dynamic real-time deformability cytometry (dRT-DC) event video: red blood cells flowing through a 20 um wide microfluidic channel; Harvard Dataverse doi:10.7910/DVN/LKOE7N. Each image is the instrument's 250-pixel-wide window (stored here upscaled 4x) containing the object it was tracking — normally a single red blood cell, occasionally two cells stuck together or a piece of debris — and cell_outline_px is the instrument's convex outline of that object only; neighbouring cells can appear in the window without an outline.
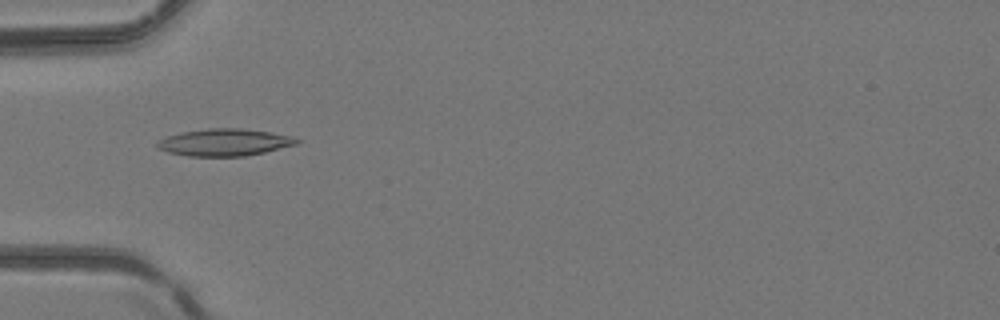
{"species": "common noctule bat (a hibernating species)", "species_latin": "Nyctalus noctula", "temperature_condition": "room temperature", "stored_images_in_passage": 6, "camera_frame_rate_fps": 3000, "um_per_image_px": 0.085, "animal": {"sex": "female", "body_mass_g": 24.6, "forearm_length_mm": 56.2}, "frame": {"image": 1, "passage_image": 5, "time_ms": 1.333, "image_size_px": [1000, 320], "cell_outline_px": [[300, 140], [296, 144], [264, 152], [244, 156], [188, 156], [168, 152], [156, 148], [156, 144], [160, 140], [168, 136], [180, 132], [208, 128], [240, 128], [272, 132], [292, 136]], "centroid_in_image_um": [19.07, 12.09], "position_along_channel_um": 65.9, "area_um2": 21.96}}
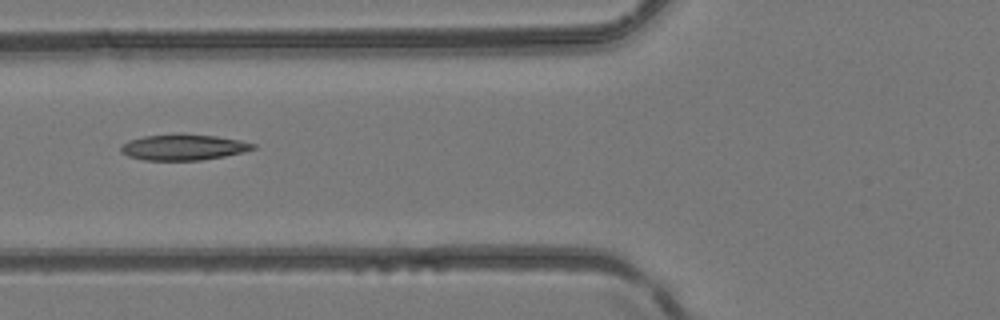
{"frame": {"image": 2, "passage_image": 6, "time_ms": 1.667, "image_size_px": [1000, 320], "cell_outline_px": [[256, 148], [244, 152], [224, 156], [200, 160], [144, 160], [128, 156], [120, 152], [120, 144], [128, 140], [144, 136], [180, 132], [216, 136], [240, 140], [256, 144]], "centroid_in_image_um": [15.56, 12.49], "position_along_channel_um": 110.2, "area_um2": 20.35}}